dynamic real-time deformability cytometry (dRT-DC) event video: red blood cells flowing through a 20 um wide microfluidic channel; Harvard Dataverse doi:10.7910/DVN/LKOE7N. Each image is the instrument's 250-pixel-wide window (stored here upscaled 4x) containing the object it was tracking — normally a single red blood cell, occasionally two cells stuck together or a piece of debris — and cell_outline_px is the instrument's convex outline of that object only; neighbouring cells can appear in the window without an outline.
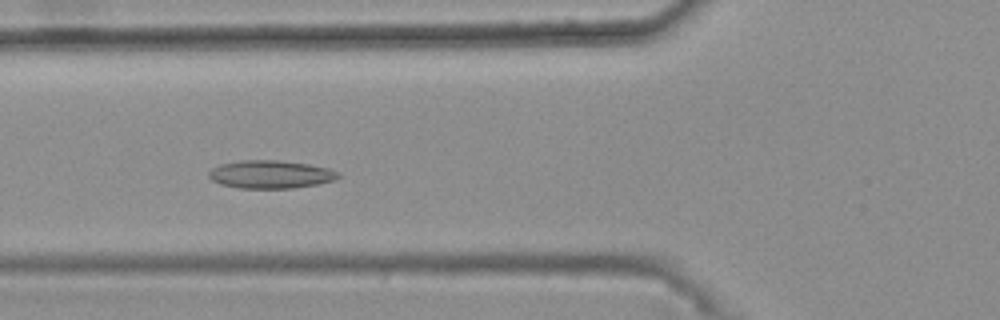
{"species": "common noctule bat (a hibernating species)", "species_latin": "Nyctalus noctula", "temperature_condition": "warm", "stored_images_in_passage": 30, "camera_frame_rate_fps": 3000, "um_per_image_px": 0.085, "animal": {"sex": "female", "body_mass_g": 25.1}, "frame": {"image": 1, "passage_image": 5, "time_ms": 1.333, "image_size_px": [1000, 320], "cell_outline_px": [[340, 176], [336, 180], [320, 184], [292, 188], [236, 188], [220, 184], [212, 180], [208, 176], [208, 172], [212, 168], [220, 164], [240, 160], [276, 160], [308, 164], [328, 168], [340, 172]], "centroid_in_image_um": [23.01, 14.82], "position_along_channel_um": 102.8, "area_um2": 21.33}}
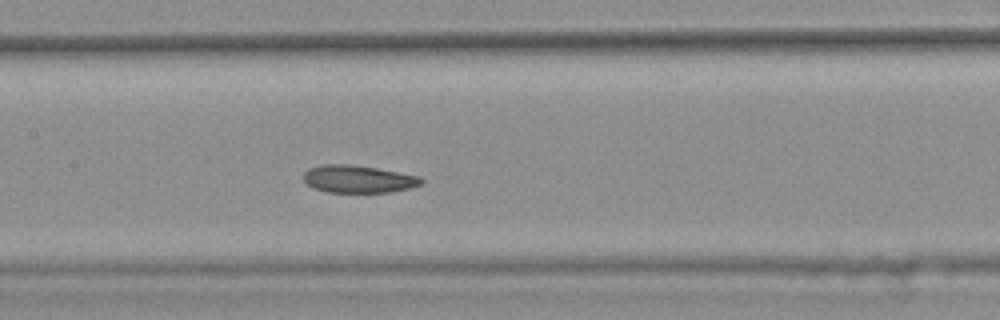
{"frame": {"image": 2, "passage_image": 11, "time_ms": 3.333, "image_size_px": [1000, 320], "cell_outline_px": [[424, 180], [420, 184], [408, 188], [388, 192], [328, 192], [312, 188], [304, 180], [304, 172], [308, 168], [320, 164], [348, 164], [376, 168], [420, 176]], "centroid_in_image_um": [30.41, 15.21], "position_along_channel_um": 177.0, "area_um2": 18.79}}
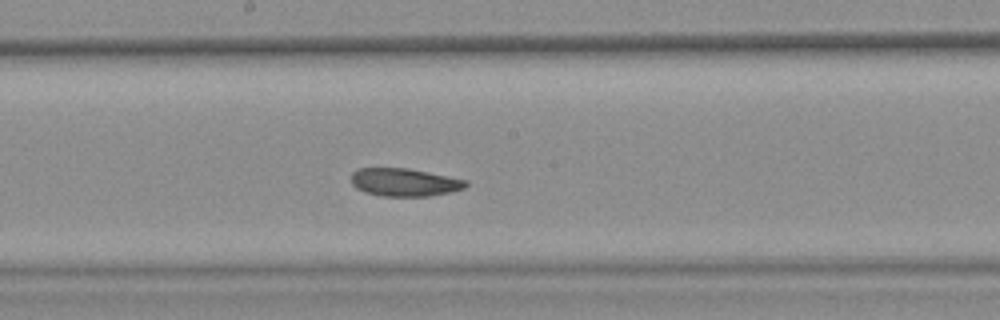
{"frame": {"image": 3, "passage_image": 14, "time_ms": 4.333, "image_size_px": [1000, 320], "cell_outline_px": [[468, 184], [464, 188], [452, 192], [428, 196], [380, 196], [364, 192], [356, 188], [352, 184], [352, 172], [356, 168], [408, 168], [468, 180]], "centroid_in_image_um": [34.37, 15.49], "position_along_channel_um": 213.8, "area_um2": 18.79}, "authors_computed_cell_mechanics": {"area_um2": 19.2474, "velocity_mm_per_s": 3.7069, "shape_relaxation_time_tau1_ms": null, "shape_relaxation_time_tau2_ms": 2.9916, "deformation_change_tau1": null, "deformation_change_tau2": 0.087}}